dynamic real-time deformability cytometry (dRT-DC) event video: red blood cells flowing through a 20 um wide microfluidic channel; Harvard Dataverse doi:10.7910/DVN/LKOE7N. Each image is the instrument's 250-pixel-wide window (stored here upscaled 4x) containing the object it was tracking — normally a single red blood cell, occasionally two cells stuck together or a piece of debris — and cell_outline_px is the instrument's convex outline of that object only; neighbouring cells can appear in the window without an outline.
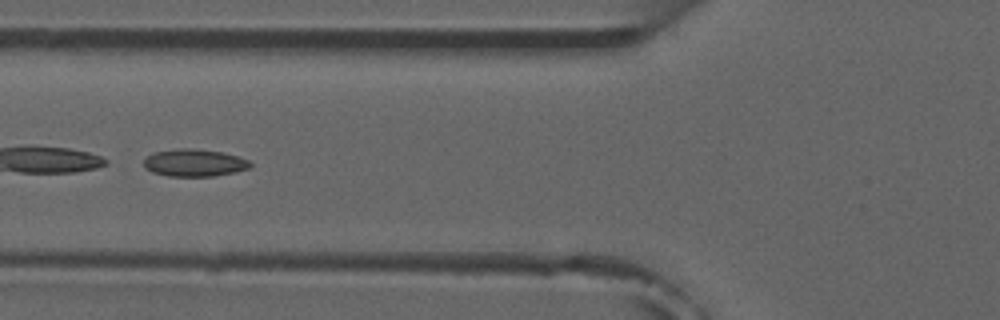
{"species": "common noctule bat (a hibernating species)", "species_latin": "Nyctalus noctula", "temperature_condition": "room temperature", "stored_images_in_passage": 7, "camera_frame_rate_fps": 3000, "um_per_image_px": 0.085, "animal": {"sex": "male", "forearm_length_mm": 52.5}, "frame": {"image": 1, "passage_image": 7, "time_ms": 6.667, "image_size_px": [1000, 320], "cell_outline_px": [[252, 164], [248, 168], [236, 172], [212, 176], [168, 176], [152, 172], [144, 168], [144, 160], [152, 152], [176, 148], [192, 148], [220, 152], [236, 156], [248, 160]], "centroid_in_image_um": [16.47, 13.83], "position_along_channel_um": 109.3, "area_um2": 16.94}}